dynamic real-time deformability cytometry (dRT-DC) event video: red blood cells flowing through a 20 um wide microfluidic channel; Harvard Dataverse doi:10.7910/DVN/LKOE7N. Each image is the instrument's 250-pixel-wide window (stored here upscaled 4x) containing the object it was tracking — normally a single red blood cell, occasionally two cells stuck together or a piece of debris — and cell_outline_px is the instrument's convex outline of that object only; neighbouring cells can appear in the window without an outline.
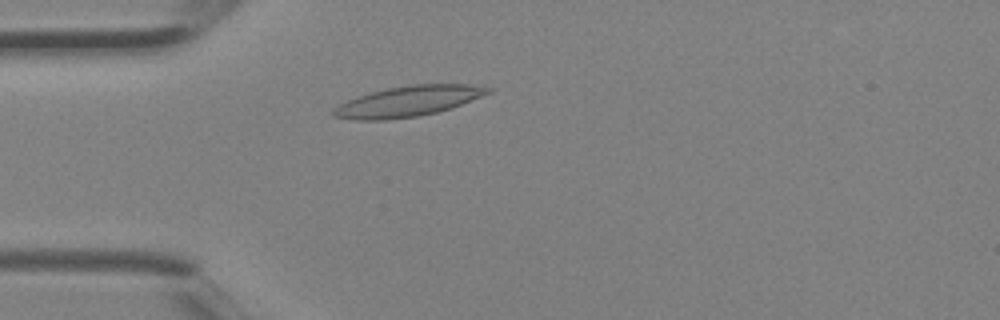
{"species": "Egyptian fruit bat (a non-hibernating species)", "species_latin": "Rousettus aegyptiacus", "temperature_condition": "room temperature", "stored_images_in_passage": 2, "camera_frame_rate_fps": 3000, "um_per_image_px": 0.085, "animal": {"sex": "female"}, "frame": {"image": 1, "passage_image": 2, "time_ms": 0.333, "image_size_px": [1000, 320], "cell_outline_px": [[496, 88], [492, 92], [452, 108], [436, 112], [416, 116], [384, 120], [356, 120], [332, 116], [332, 108], [348, 100], [372, 92], [388, 88], [412, 84], [468, 84]], "centroid_in_image_um": [34.73, 8.6], "position_along_channel_um": 50.3, "area_um2": 27.34}}